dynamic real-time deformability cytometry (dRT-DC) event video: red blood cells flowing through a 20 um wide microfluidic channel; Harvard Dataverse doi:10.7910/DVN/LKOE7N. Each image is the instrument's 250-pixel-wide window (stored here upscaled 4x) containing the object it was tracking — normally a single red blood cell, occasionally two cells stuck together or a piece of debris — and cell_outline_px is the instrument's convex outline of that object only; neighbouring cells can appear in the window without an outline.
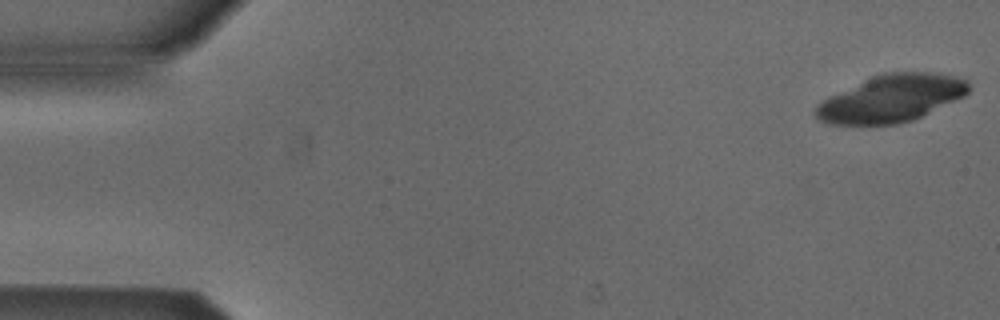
{"species": "Egyptian fruit bat (a non-hibernating species)", "species_latin": "Rousettus aegyptiacus", "temperature_condition": "cold", "stored_images_in_passage": 18, "camera_frame_rate_fps": 3000, "um_per_image_px": 0.085, "animal": {"sex": "male"}, "frame": {"image": 1, "passage_image": 1, "time_ms": 0.0, "image_size_px": [1000, 320], "cell_outline_px": [[968, 92], [964, 96], [912, 120], [896, 124], [828, 124], [820, 120], [812, 112], [816, 104], [828, 96], [872, 76], [884, 72], [940, 72], [964, 80], [968, 84]], "centroid_in_image_um": [75.7, 8.36], "position_along_channel_um": 9.3, "area_um2": 41.85}}